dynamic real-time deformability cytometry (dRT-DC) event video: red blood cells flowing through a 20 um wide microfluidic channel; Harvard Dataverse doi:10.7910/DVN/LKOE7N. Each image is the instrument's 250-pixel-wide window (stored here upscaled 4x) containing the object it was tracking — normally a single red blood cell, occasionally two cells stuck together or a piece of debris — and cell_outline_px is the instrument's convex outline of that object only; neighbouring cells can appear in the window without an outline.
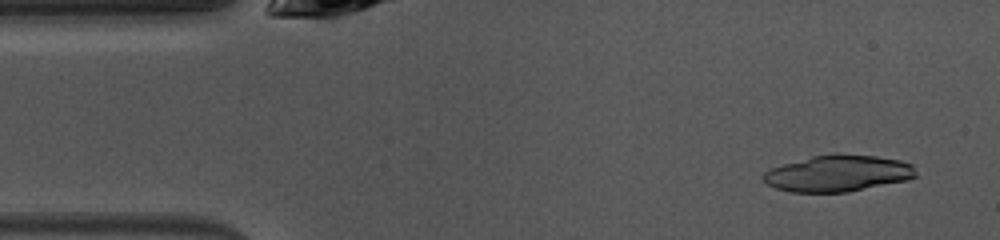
{"species": "common noctule bat (a hibernating species)", "species_latin": "Nyctalus noctula", "temperature_condition": "warm", "stored_images_in_passage": 15, "segment_of_instrument_passage": [1, 2], "camera_frame_rate_fps": 3000, "um_per_image_px": 0.085, "animal": {"sex": "female", "body_mass_g": 10.0, "forearm_length_mm": 53.1}, "frame": {"image": 1, "passage_image": 3, "time_ms": 0.667, "image_size_px": [1000, 240], "cell_outline_px": [[912, 176], [900, 180], [840, 192], [800, 192], [780, 188], [772, 184], [776, 168], [820, 156], [868, 156], [896, 160], [908, 164]], "centroid_in_image_um": [71.34, 14.76], "position_along_channel_um": 13.7, "area_um2": 28.15}}